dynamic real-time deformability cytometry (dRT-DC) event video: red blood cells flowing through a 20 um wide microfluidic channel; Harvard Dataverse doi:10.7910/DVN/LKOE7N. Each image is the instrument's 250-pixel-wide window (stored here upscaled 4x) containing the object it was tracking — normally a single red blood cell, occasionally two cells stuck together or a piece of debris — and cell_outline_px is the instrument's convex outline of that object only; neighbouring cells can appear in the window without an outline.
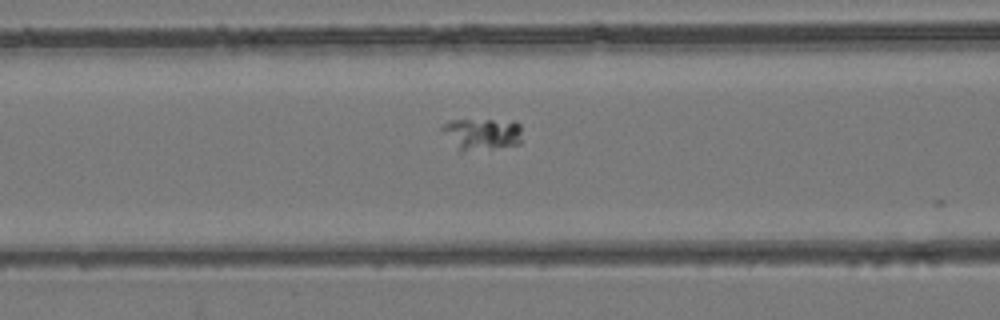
{"species": "common noctule bat (a hibernating species)", "species_latin": "Nyctalus noctula", "temperature_condition": "room temperature", "stored_images_in_passage": 13, "camera_frame_rate_fps": 3000, "um_per_image_px": 0.085, "animal": {"sex": "female", "body_mass_g": 24.6, "forearm_length_mm": 56.2}, "frame": {"image": 1, "passage_image": 6, "time_ms": 1.667, "image_size_px": [1000, 320], "cell_outline_px": [[520, 144], [492, 148], [460, 152], [440, 128], [444, 124], [452, 120], [512, 120], [520, 124]], "centroid_in_image_um": [40.97, 11.38], "position_along_channel_um": 125.6, "area_um2": 14.68}}
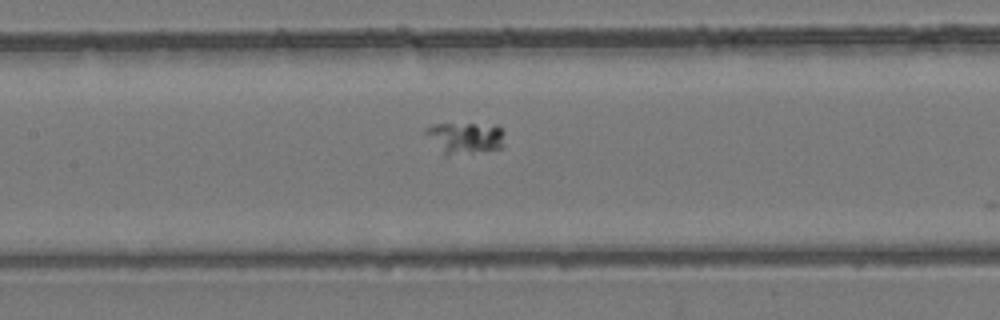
{"frame": {"image": 2, "passage_image": 9, "time_ms": 2.667, "image_size_px": [1000, 320], "cell_outline_px": [[504, 144], [500, 148], [444, 156], [424, 132], [424, 128], [432, 124], [496, 124], [504, 132]], "centroid_in_image_um": [39.52, 11.7], "position_along_channel_um": 167.9, "area_um2": 14.51}}
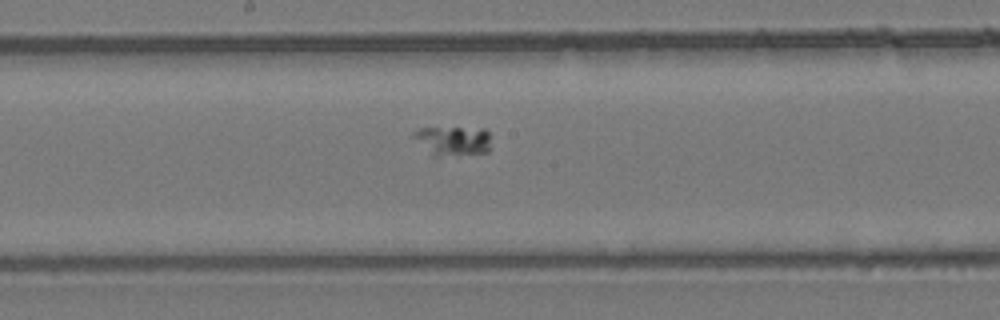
{"frame": {"image": 3, "passage_image": 12, "time_ms": 3.667, "image_size_px": [1000, 320], "cell_outline_px": [[488, 152], [436, 156], [432, 156], [412, 136], [412, 132], [420, 128], [484, 128], [488, 132]], "centroid_in_image_um": [38.46, 11.95], "position_along_channel_um": 209.7, "area_um2": 13.01}}